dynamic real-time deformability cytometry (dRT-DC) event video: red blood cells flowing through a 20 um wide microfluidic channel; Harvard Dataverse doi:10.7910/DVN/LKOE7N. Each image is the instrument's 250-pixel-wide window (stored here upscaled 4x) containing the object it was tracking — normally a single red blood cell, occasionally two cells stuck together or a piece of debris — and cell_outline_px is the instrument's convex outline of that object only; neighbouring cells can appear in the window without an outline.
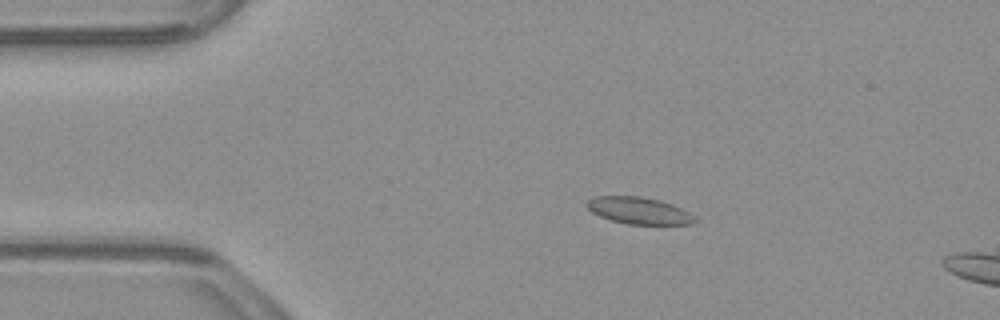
{"species": "common noctule bat (a hibernating species)", "species_latin": "Nyctalus noctula", "temperature_condition": "warm", "stored_images_in_passage": 6, "camera_frame_rate_fps": 3000, "um_per_image_px": 0.085, "animal": {"sex": "male", "body_mass_g": 23.1, "forearm_length_mm": 52.7}, "frame": {"image": 1, "passage_image": 2, "time_ms": 0.333, "image_size_px": [1000, 320], "cell_outline_px": [[700, 220], [692, 224], [628, 224], [612, 220], [600, 216], [592, 212], [584, 204], [588, 200], [596, 196], [640, 196], [660, 200], [672, 204], [688, 212]], "centroid_in_image_um": [54.32, 17.9], "position_along_channel_um": 30.7, "area_um2": 16.88}}